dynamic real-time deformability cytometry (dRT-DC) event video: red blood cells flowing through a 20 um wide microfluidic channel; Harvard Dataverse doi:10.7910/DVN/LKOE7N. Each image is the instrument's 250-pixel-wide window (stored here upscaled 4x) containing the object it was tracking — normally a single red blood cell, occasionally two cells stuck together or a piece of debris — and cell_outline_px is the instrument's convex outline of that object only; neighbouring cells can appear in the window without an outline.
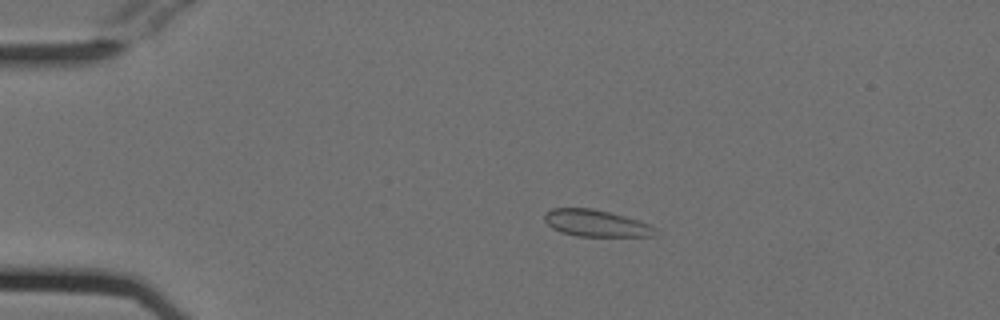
{"species": "Egyptian fruit bat (a non-hibernating species)", "species_latin": "Rousettus aegyptiacus", "temperature_condition": "cold", "stored_images_in_passage": 54, "camera_frame_rate_fps": 3000, "um_per_image_px": 0.085, "animal": {"sex": "female"}, "frame": {"image": 1, "passage_image": 12, "time_ms": 3.667, "image_size_px": [1000, 320], "cell_outline_px": [[656, 232], [652, 236], [576, 236], [560, 232], [552, 228], [544, 220], [544, 212], [552, 208], [592, 208], [624, 216], [648, 224], [656, 228]], "centroid_in_image_um": [50.6, 18.97], "position_along_channel_um": 34.4, "area_um2": 17.17}}
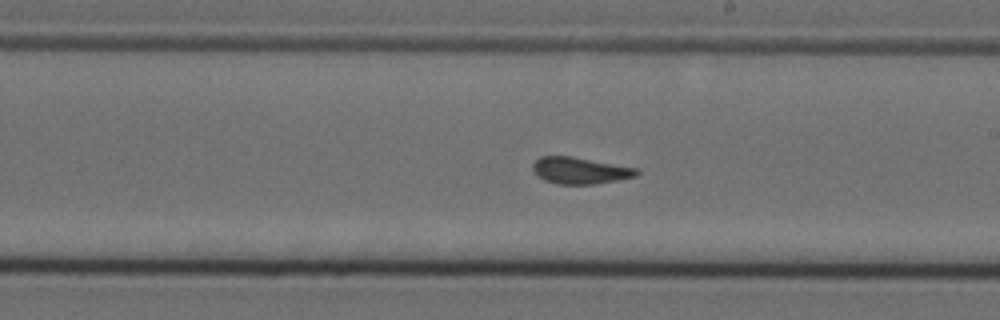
{"frame": {"image": 2, "passage_image": 32, "time_ms": 10.333, "image_size_px": [1000, 320], "cell_outline_px": [[640, 172], [636, 176], [596, 184], [556, 184], [544, 180], [536, 176], [532, 168], [532, 164], [540, 156], [572, 156], [636, 168]], "centroid_in_image_um": [49.25, 14.5], "position_along_channel_um": 239.7, "area_um2": 16.13}}
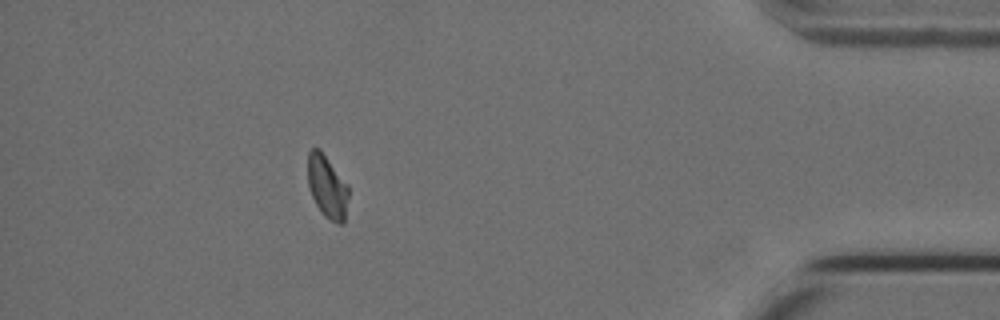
{"frame": {"image": 3, "passage_image": 49, "time_ms": 16.0, "image_size_px": [1000, 320], "cell_outline_px": [[348, 196], [344, 224], [340, 224], [324, 216], [320, 212], [308, 188], [308, 152], [312, 148], [320, 148], [348, 184]], "centroid_in_image_um": [27.81, 15.85], "position_along_channel_um": 407.4, "area_um2": 15.03}}